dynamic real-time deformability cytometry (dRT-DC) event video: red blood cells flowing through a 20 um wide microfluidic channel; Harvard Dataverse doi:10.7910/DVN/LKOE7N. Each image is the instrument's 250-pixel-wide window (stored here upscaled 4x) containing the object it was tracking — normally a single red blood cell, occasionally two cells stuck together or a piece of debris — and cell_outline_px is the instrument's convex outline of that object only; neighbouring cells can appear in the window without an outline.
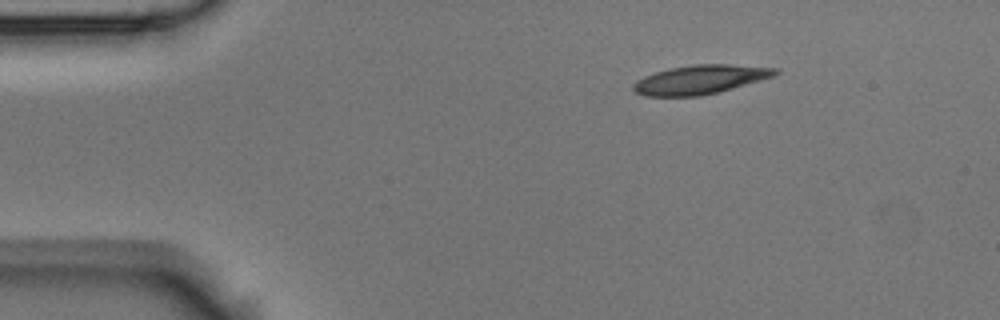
{"species": "Egyptian fruit bat (a non-hibernating species)", "species_latin": "Rousettus aegyptiacus", "temperature_condition": "room temperature", "stored_images_in_passage": 2, "camera_frame_rate_fps": 3000, "um_per_image_px": 0.085, "animal": {"sex": "male"}, "frame": {"image": 1, "passage_image": 1, "time_ms": 0.0, "image_size_px": [1000, 320], "cell_outline_px": [[780, 72], [772, 76], [732, 88], [700, 96], [644, 96], [636, 92], [632, 88], [632, 84], [636, 80], [644, 76], [668, 68], [696, 64], [728, 64], [780, 68]], "centroid_in_image_um": [59.48, 6.75], "position_along_channel_um": 25.5, "area_um2": 23.81}}